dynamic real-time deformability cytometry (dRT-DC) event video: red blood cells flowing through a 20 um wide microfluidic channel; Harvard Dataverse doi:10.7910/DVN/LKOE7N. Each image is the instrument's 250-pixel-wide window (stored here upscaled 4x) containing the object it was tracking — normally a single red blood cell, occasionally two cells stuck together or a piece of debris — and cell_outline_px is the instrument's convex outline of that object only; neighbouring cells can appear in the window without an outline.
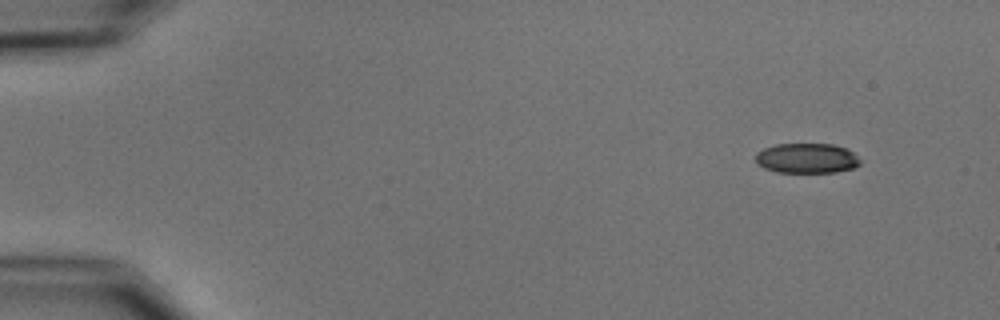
{"species": "common noctule bat (a hibernating species)", "species_latin": "Nyctalus noctula", "temperature_condition": "cold", "stored_images_in_passage": 6, "camera_frame_rate_fps": 3000, "um_per_image_px": 0.085, "animal": {"sex": "male", "body_mass_g": 15.6}, "frame": {"image": 1, "passage_image": 1, "time_ms": 0.0, "image_size_px": [1000, 320], "cell_outline_px": [[860, 164], [852, 168], [836, 172], [776, 172], [764, 168], [756, 164], [756, 152], [764, 148], [776, 144], [832, 144], [848, 148], [860, 160]], "centroid_in_image_um": [68.55, 13.45], "position_along_channel_um": 16.4, "area_um2": 18.32}}
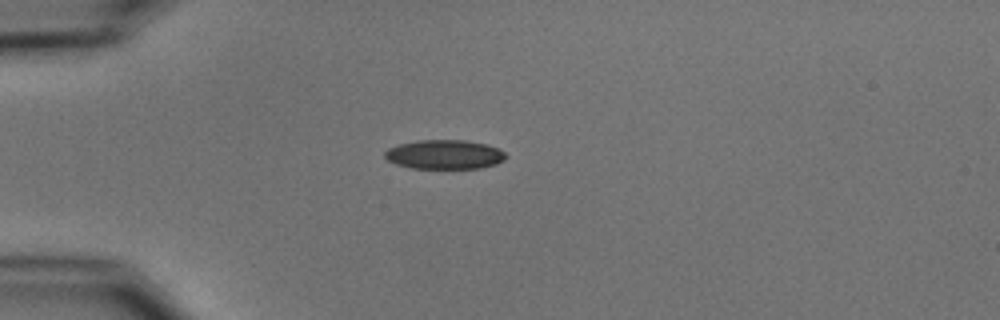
{"frame": {"image": 2, "passage_image": 4, "time_ms": 3.333, "image_size_px": [1000, 320], "cell_outline_px": [[508, 156], [504, 160], [496, 164], [480, 168], [412, 168], [396, 164], [388, 160], [384, 156], [384, 152], [388, 148], [400, 144], [416, 140], [464, 140], [488, 144], [500, 148]], "centroid_in_image_um": [37.81, 13.12], "position_along_channel_um": 47.2, "area_um2": 20.75}}